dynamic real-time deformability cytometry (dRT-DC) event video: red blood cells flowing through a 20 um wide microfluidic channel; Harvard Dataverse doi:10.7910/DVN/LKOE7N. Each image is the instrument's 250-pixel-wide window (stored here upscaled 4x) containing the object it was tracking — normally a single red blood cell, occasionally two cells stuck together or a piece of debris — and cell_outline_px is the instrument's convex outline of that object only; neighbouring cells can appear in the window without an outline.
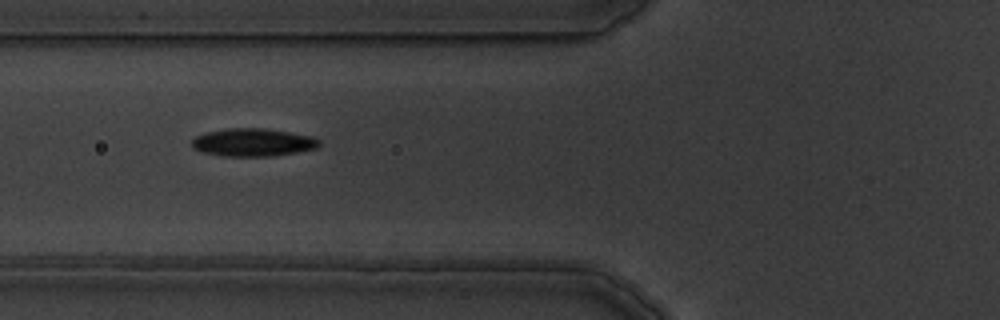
{"species": "common noctule bat (a hibernating species)", "species_latin": "Nyctalus noctula", "temperature_condition": "warm", "stored_images_in_passage": 8, "camera_frame_rate_fps": 3000, "um_per_image_px": 0.085, "animal": {"sex": "male", "body_mass_g": 19.5, "forearm_length_mm": 54.6}, "frame": {"image": 1, "passage_image": 7, "time_ms": 7.0, "image_size_px": [1000, 320], "cell_outline_px": [[320, 144], [316, 148], [296, 152], [272, 156], [224, 156], [204, 152], [192, 148], [192, 140], [196, 136], [204, 132], [228, 128], [264, 128], [312, 136], [320, 140]], "centroid_in_image_um": [21.48, 12.09], "position_along_channel_um": 104.3, "area_um2": 20.63}}
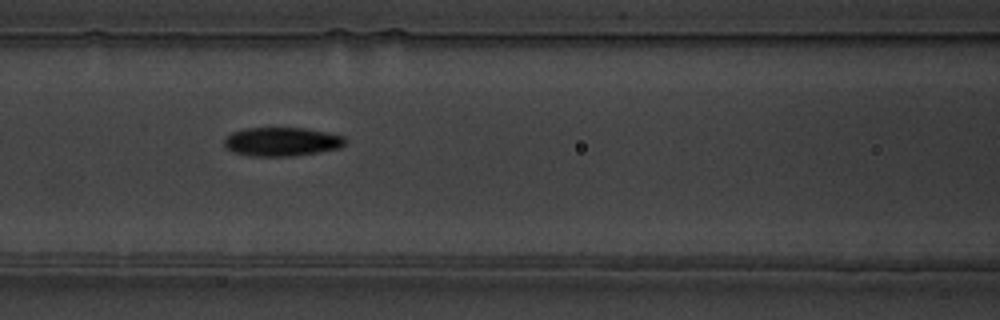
{"frame": {"image": 2, "passage_image": 8, "time_ms": 8.0, "image_size_px": [1000, 320], "cell_outline_px": [[348, 140], [340, 148], [320, 152], [292, 156], [252, 156], [232, 152], [224, 144], [224, 140], [232, 132], [244, 128], [308, 128], [328, 132], [344, 136]], "centroid_in_image_um": [23.99, 12.04], "position_along_channel_um": 142.6, "area_um2": 20.46}}